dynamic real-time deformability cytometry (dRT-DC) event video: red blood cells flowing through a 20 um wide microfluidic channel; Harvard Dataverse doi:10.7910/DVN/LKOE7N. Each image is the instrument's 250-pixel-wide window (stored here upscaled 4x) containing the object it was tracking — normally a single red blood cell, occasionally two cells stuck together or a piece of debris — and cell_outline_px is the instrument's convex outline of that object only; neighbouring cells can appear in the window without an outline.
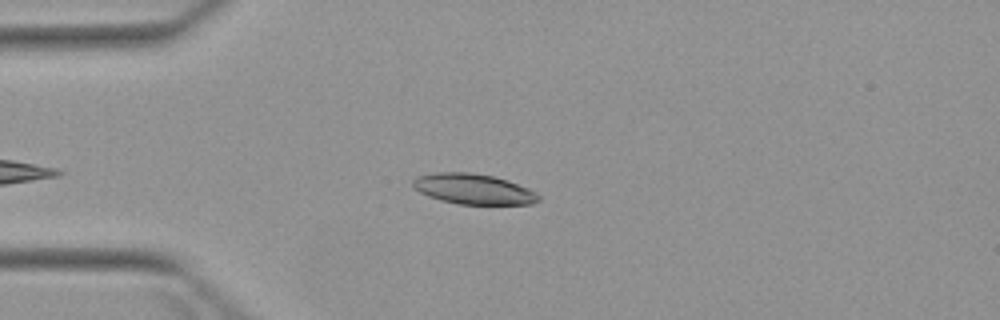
{"species": "Egyptian fruit bat (a non-hibernating species)", "species_latin": "Rousettus aegyptiacus", "temperature_condition": "warm", "stored_images_in_passage": 1, "camera_frame_rate_fps": 3000, "um_per_image_px": 0.085, "animal": {"sex": "female"}, "frame": {"image": 1, "passage_image": 1, "time_ms": 0.0, "image_size_px": [1000, 320], "cell_outline_px": [[540, 200], [532, 204], [460, 204], [440, 200], [428, 196], [412, 188], [412, 180], [416, 176], [436, 172], [468, 172], [492, 176], [508, 180], [528, 188], [536, 192], [540, 196]], "centroid_in_image_um": [40.22, 16.06], "position_along_channel_um": 44.8, "area_um2": 22.37}}